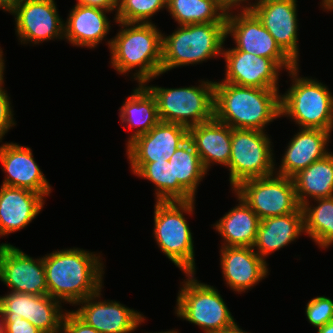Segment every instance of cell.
Listing matches in <instances>:
<instances>
[{
  "mask_svg": "<svg viewBox=\"0 0 333 333\" xmlns=\"http://www.w3.org/2000/svg\"><path fill=\"white\" fill-rule=\"evenodd\" d=\"M317 206L308 201L302 205L304 214V234L308 235L320 248L333 245V196L313 199Z\"/></svg>",
  "mask_w": 333,
  "mask_h": 333,
  "instance_id": "30",
  "label": "cell"
},
{
  "mask_svg": "<svg viewBox=\"0 0 333 333\" xmlns=\"http://www.w3.org/2000/svg\"><path fill=\"white\" fill-rule=\"evenodd\" d=\"M10 97L4 89V77L0 80V143L10 128L16 125Z\"/></svg>",
  "mask_w": 333,
  "mask_h": 333,
  "instance_id": "36",
  "label": "cell"
},
{
  "mask_svg": "<svg viewBox=\"0 0 333 333\" xmlns=\"http://www.w3.org/2000/svg\"><path fill=\"white\" fill-rule=\"evenodd\" d=\"M322 2V3H321ZM320 2V6L323 8L325 11H333V0H322Z\"/></svg>",
  "mask_w": 333,
  "mask_h": 333,
  "instance_id": "44",
  "label": "cell"
},
{
  "mask_svg": "<svg viewBox=\"0 0 333 333\" xmlns=\"http://www.w3.org/2000/svg\"><path fill=\"white\" fill-rule=\"evenodd\" d=\"M44 197L26 188L1 185L0 237L29 225L44 208Z\"/></svg>",
  "mask_w": 333,
  "mask_h": 333,
  "instance_id": "21",
  "label": "cell"
},
{
  "mask_svg": "<svg viewBox=\"0 0 333 333\" xmlns=\"http://www.w3.org/2000/svg\"><path fill=\"white\" fill-rule=\"evenodd\" d=\"M29 309V294L8 292L0 296V310L3 318H24L27 320Z\"/></svg>",
  "mask_w": 333,
  "mask_h": 333,
  "instance_id": "35",
  "label": "cell"
},
{
  "mask_svg": "<svg viewBox=\"0 0 333 333\" xmlns=\"http://www.w3.org/2000/svg\"><path fill=\"white\" fill-rule=\"evenodd\" d=\"M195 275L185 273L186 279L181 282L174 308L176 316L199 326L204 333H215L232 326L235 319L218 289L201 283Z\"/></svg>",
  "mask_w": 333,
  "mask_h": 333,
  "instance_id": "8",
  "label": "cell"
},
{
  "mask_svg": "<svg viewBox=\"0 0 333 333\" xmlns=\"http://www.w3.org/2000/svg\"><path fill=\"white\" fill-rule=\"evenodd\" d=\"M120 31L107 41L111 66L119 74H133L138 84H148L161 74L162 32L154 23L116 21ZM139 68V69H138Z\"/></svg>",
  "mask_w": 333,
  "mask_h": 333,
  "instance_id": "3",
  "label": "cell"
},
{
  "mask_svg": "<svg viewBox=\"0 0 333 333\" xmlns=\"http://www.w3.org/2000/svg\"><path fill=\"white\" fill-rule=\"evenodd\" d=\"M191 201L155 202L153 235L161 252L185 273H196L194 240L185 214H194ZM185 213V214H184Z\"/></svg>",
  "mask_w": 333,
  "mask_h": 333,
  "instance_id": "6",
  "label": "cell"
},
{
  "mask_svg": "<svg viewBox=\"0 0 333 333\" xmlns=\"http://www.w3.org/2000/svg\"><path fill=\"white\" fill-rule=\"evenodd\" d=\"M101 292L102 289L78 302L75 306L79 305V307L73 310L99 333H131L144 323L146 317L141 312L119 301H101Z\"/></svg>",
  "mask_w": 333,
  "mask_h": 333,
  "instance_id": "14",
  "label": "cell"
},
{
  "mask_svg": "<svg viewBox=\"0 0 333 333\" xmlns=\"http://www.w3.org/2000/svg\"><path fill=\"white\" fill-rule=\"evenodd\" d=\"M0 333H4V321H3V314L0 310Z\"/></svg>",
  "mask_w": 333,
  "mask_h": 333,
  "instance_id": "46",
  "label": "cell"
},
{
  "mask_svg": "<svg viewBox=\"0 0 333 333\" xmlns=\"http://www.w3.org/2000/svg\"><path fill=\"white\" fill-rule=\"evenodd\" d=\"M220 8L226 13H232V10L240 9L239 11H251L254 6L257 4L259 0H255L256 2H252L250 0H216ZM250 1V2H249ZM247 5H243V4Z\"/></svg>",
  "mask_w": 333,
  "mask_h": 333,
  "instance_id": "39",
  "label": "cell"
},
{
  "mask_svg": "<svg viewBox=\"0 0 333 333\" xmlns=\"http://www.w3.org/2000/svg\"><path fill=\"white\" fill-rule=\"evenodd\" d=\"M296 197L300 206L309 199L329 198L333 196V153L311 163L293 177ZM312 198V200H311Z\"/></svg>",
  "mask_w": 333,
  "mask_h": 333,
  "instance_id": "27",
  "label": "cell"
},
{
  "mask_svg": "<svg viewBox=\"0 0 333 333\" xmlns=\"http://www.w3.org/2000/svg\"><path fill=\"white\" fill-rule=\"evenodd\" d=\"M167 8V0H119L114 20L132 23H153L150 19Z\"/></svg>",
  "mask_w": 333,
  "mask_h": 333,
  "instance_id": "33",
  "label": "cell"
},
{
  "mask_svg": "<svg viewBox=\"0 0 333 333\" xmlns=\"http://www.w3.org/2000/svg\"><path fill=\"white\" fill-rule=\"evenodd\" d=\"M219 252L224 281L238 294L250 290L269 275L268 264L253 247H221Z\"/></svg>",
  "mask_w": 333,
  "mask_h": 333,
  "instance_id": "19",
  "label": "cell"
},
{
  "mask_svg": "<svg viewBox=\"0 0 333 333\" xmlns=\"http://www.w3.org/2000/svg\"><path fill=\"white\" fill-rule=\"evenodd\" d=\"M317 331L318 333H333V319L322 327L317 328Z\"/></svg>",
  "mask_w": 333,
  "mask_h": 333,
  "instance_id": "43",
  "label": "cell"
},
{
  "mask_svg": "<svg viewBox=\"0 0 333 333\" xmlns=\"http://www.w3.org/2000/svg\"><path fill=\"white\" fill-rule=\"evenodd\" d=\"M305 312L313 327H322L333 319V300L325 296L312 298L306 304Z\"/></svg>",
  "mask_w": 333,
  "mask_h": 333,
  "instance_id": "34",
  "label": "cell"
},
{
  "mask_svg": "<svg viewBox=\"0 0 333 333\" xmlns=\"http://www.w3.org/2000/svg\"><path fill=\"white\" fill-rule=\"evenodd\" d=\"M297 0H259L251 10L280 48L299 65Z\"/></svg>",
  "mask_w": 333,
  "mask_h": 333,
  "instance_id": "15",
  "label": "cell"
},
{
  "mask_svg": "<svg viewBox=\"0 0 333 333\" xmlns=\"http://www.w3.org/2000/svg\"><path fill=\"white\" fill-rule=\"evenodd\" d=\"M226 38V22L178 25L171 35L163 33L161 74L222 57Z\"/></svg>",
  "mask_w": 333,
  "mask_h": 333,
  "instance_id": "4",
  "label": "cell"
},
{
  "mask_svg": "<svg viewBox=\"0 0 333 333\" xmlns=\"http://www.w3.org/2000/svg\"><path fill=\"white\" fill-rule=\"evenodd\" d=\"M331 131L322 129L299 128V132L290 139L279 168L275 167V174L293 178L311 163L325 158L331 153Z\"/></svg>",
  "mask_w": 333,
  "mask_h": 333,
  "instance_id": "20",
  "label": "cell"
},
{
  "mask_svg": "<svg viewBox=\"0 0 333 333\" xmlns=\"http://www.w3.org/2000/svg\"><path fill=\"white\" fill-rule=\"evenodd\" d=\"M3 51L0 47V80L4 77V70H5V60L3 58Z\"/></svg>",
  "mask_w": 333,
  "mask_h": 333,
  "instance_id": "45",
  "label": "cell"
},
{
  "mask_svg": "<svg viewBox=\"0 0 333 333\" xmlns=\"http://www.w3.org/2000/svg\"><path fill=\"white\" fill-rule=\"evenodd\" d=\"M23 1L24 0H0V9L11 14Z\"/></svg>",
  "mask_w": 333,
  "mask_h": 333,
  "instance_id": "41",
  "label": "cell"
},
{
  "mask_svg": "<svg viewBox=\"0 0 333 333\" xmlns=\"http://www.w3.org/2000/svg\"><path fill=\"white\" fill-rule=\"evenodd\" d=\"M239 201L237 206L223 215L213 228L221 235V247H253L261 219L235 193Z\"/></svg>",
  "mask_w": 333,
  "mask_h": 333,
  "instance_id": "25",
  "label": "cell"
},
{
  "mask_svg": "<svg viewBox=\"0 0 333 333\" xmlns=\"http://www.w3.org/2000/svg\"><path fill=\"white\" fill-rule=\"evenodd\" d=\"M166 10L178 25L226 22L216 0H167Z\"/></svg>",
  "mask_w": 333,
  "mask_h": 333,
  "instance_id": "31",
  "label": "cell"
},
{
  "mask_svg": "<svg viewBox=\"0 0 333 333\" xmlns=\"http://www.w3.org/2000/svg\"><path fill=\"white\" fill-rule=\"evenodd\" d=\"M55 0H24L12 13L15 34L21 44H40L64 39V20L58 14Z\"/></svg>",
  "mask_w": 333,
  "mask_h": 333,
  "instance_id": "12",
  "label": "cell"
},
{
  "mask_svg": "<svg viewBox=\"0 0 333 333\" xmlns=\"http://www.w3.org/2000/svg\"><path fill=\"white\" fill-rule=\"evenodd\" d=\"M129 164L133 174L155 185L156 202L194 200L178 182H172L171 164L168 161L129 162Z\"/></svg>",
  "mask_w": 333,
  "mask_h": 333,
  "instance_id": "28",
  "label": "cell"
},
{
  "mask_svg": "<svg viewBox=\"0 0 333 333\" xmlns=\"http://www.w3.org/2000/svg\"><path fill=\"white\" fill-rule=\"evenodd\" d=\"M0 281L12 292L48 294L43 257L34 259L10 243L0 244Z\"/></svg>",
  "mask_w": 333,
  "mask_h": 333,
  "instance_id": "13",
  "label": "cell"
},
{
  "mask_svg": "<svg viewBox=\"0 0 333 333\" xmlns=\"http://www.w3.org/2000/svg\"><path fill=\"white\" fill-rule=\"evenodd\" d=\"M0 163L6 177L2 185L26 188L50 196L51 184L34 159L31 148L11 142L0 145Z\"/></svg>",
  "mask_w": 333,
  "mask_h": 333,
  "instance_id": "17",
  "label": "cell"
},
{
  "mask_svg": "<svg viewBox=\"0 0 333 333\" xmlns=\"http://www.w3.org/2000/svg\"><path fill=\"white\" fill-rule=\"evenodd\" d=\"M61 305L59 300L48 294H29L27 320L43 333H61L64 312H67Z\"/></svg>",
  "mask_w": 333,
  "mask_h": 333,
  "instance_id": "32",
  "label": "cell"
},
{
  "mask_svg": "<svg viewBox=\"0 0 333 333\" xmlns=\"http://www.w3.org/2000/svg\"><path fill=\"white\" fill-rule=\"evenodd\" d=\"M263 220L296 212L301 206L293 178L273 174L242 181L232 190Z\"/></svg>",
  "mask_w": 333,
  "mask_h": 333,
  "instance_id": "10",
  "label": "cell"
},
{
  "mask_svg": "<svg viewBox=\"0 0 333 333\" xmlns=\"http://www.w3.org/2000/svg\"><path fill=\"white\" fill-rule=\"evenodd\" d=\"M291 87L280 93L281 117H290L299 128L333 131V95L328 86L312 77L299 76V65L288 71Z\"/></svg>",
  "mask_w": 333,
  "mask_h": 333,
  "instance_id": "5",
  "label": "cell"
},
{
  "mask_svg": "<svg viewBox=\"0 0 333 333\" xmlns=\"http://www.w3.org/2000/svg\"><path fill=\"white\" fill-rule=\"evenodd\" d=\"M303 233L304 214L300 207L296 212L261 220L253 249L266 262L268 255L293 243Z\"/></svg>",
  "mask_w": 333,
  "mask_h": 333,
  "instance_id": "24",
  "label": "cell"
},
{
  "mask_svg": "<svg viewBox=\"0 0 333 333\" xmlns=\"http://www.w3.org/2000/svg\"><path fill=\"white\" fill-rule=\"evenodd\" d=\"M83 6L99 7L110 11L111 13L115 11V16L117 14L119 0H77V3Z\"/></svg>",
  "mask_w": 333,
  "mask_h": 333,
  "instance_id": "40",
  "label": "cell"
},
{
  "mask_svg": "<svg viewBox=\"0 0 333 333\" xmlns=\"http://www.w3.org/2000/svg\"><path fill=\"white\" fill-rule=\"evenodd\" d=\"M147 333V332H146ZM150 333V332H149ZM152 333V332H151ZM155 333V332H154ZM157 333V332H156ZM158 333H179L177 330H168V331H161V332H158Z\"/></svg>",
  "mask_w": 333,
  "mask_h": 333,
  "instance_id": "47",
  "label": "cell"
},
{
  "mask_svg": "<svg viewBox=\"0 0 333 333\" xmlns=\"http://www.w3.org/2000/svg\"><path fill=\"white\" fill-rule=\"evenodd\" d=\"M215 333H249V332L242 330L240 326L237 325V323L235 322L232 326Z\"/></svg>",
  "mask_w": 333,
  "mask_h": 333,
  "instance_id": "42",
  "label": "cell"
},
{
  "mask_svg": "<svg viewBox=\"0 0 333 333\" xmlns=\"http://www.w3.org/2000/svg\"><path fill=\"white\" fill-rule=\"evenodd\" d=\"M232 128L215 118L189 128V139L199 154L204 169L212 164L229 165Z\"/></svg>",
  "mask_w": 333,
  "mask_h": 333,
  "instance_id": "23",
  "label": "cell"
},
{
  "mask_svg": "<svg viewBox=\"0 0 333 333\" xmlns=\"http://www.w3.org/2000/svg\"><path fill=\"white\" fill-rule=\"evenodd\" d=\"M238 12L226 14V37L233 38L235 49L270 58L287 72L297 66L252 11Z\"/></svg>",
  "mask_w": 333,
  "mask_h": 333,
  "instance_id": "11",
  "label": "cell"
},
{
  "mask_svg": "<svg viewBox=\"0 0 333 333\" xmlns=\"http://www.w3.org/2000/svg\"><path fill=\"white\" fill-rule=\"evenodd\" d=\"M4 333H43L28 320L18 318H3Z\"/></svg>",
  "mask_w": 333,
  "mask_h": 333,
  "instance_id": "38",
  "label": "cell"
},
{
  "mask_svg": "<svg viewBox=\"0 0 333 333\" xmlns=\"http://www.w3.org/2000/svg\"><path fill=\"white\" fill-rule=\"evenodd\" d=\"M188 138L189 129L185 126L159 121L148 133L127 144V159L129 162L169 161Z\"/></svg>",
  "mask_w": 333,
  "mask_h": 333,
  "instance_id": "18",
  "label": "cell"
},
{
  "mask_svg": "<svg viewBox=\"0 0 333 333\" xmlns=\"http://www.w3.org/2000/svg\"><path fill=\"white\" fill-rule=\"evenodd\" d=\"M271 138L265 131L232 129L229 182L231 190L242 181L275 174Z\"/></svg>",
  "mask_w": 333,
  "mask_h": 333,
  "instance_id": "9",
  "label": "cell"
},
{
  "mask_svg": "<svg viewBox=\"0 0 333 333\" xmlns=\"http://www.w3.org/2000/svg\"><path fill=\"white\" fill-rule=\"evenodd\" d=\"M199 82L198 86L179 88L144 84L156 98L160 121L179 124L189 129L212 120L214 82L210 80H199Z\"/></svg>",
  "mask_w": 333,
  "mask_h": 333,
  "instance_id": "7",
  "label": "cell"
},
{
  "mask_svg": "<svg viewBox=\"0 0 333 333\" xmlns=\"http://www.w3.org/2000/svg\"><path fill=\"white\" fill-rule=\"evenodd\" d=\"M125 100L119 108L121 123L136 129L128 137L127 145L137 136L148 133L160 119L156 98L144 84H138Z\"/></svg>",
  "mask_w": 333,
  "mask_h": 333,
  "instance_id": "26",
  "label": "cell"
},
{
  "mask_svg": "<svg viewBox=\"0 0 333 333\" xmlns=\"http://www.w3.org/2000/svg\"><path fill=\"white\" fill-rule=\"evenodd\" d=\"M61 333H99L84 322L73 310L65 312Z\"/></svg>",
  "mask_w": 333,
  "mask_h": 333,
  "instance_id": "37",
  "label": "cell"
},
{
  "mask_svg": "<svg viewBox=\"0 0 333 333\" xmlns=\"http://www.w3.org/2000/svg\"><path fill=\"white\" fill-rule=\"evenodd\" d=\"M106 13L110 11L75 4L64 21V39L76 47H97L111 30Z\"/></svg>",
  "mask_w": 333,
  "mask_h": 333,
  "instance_id": "22",
  "label": "cell"
},
{
  "mask_svg": "<svg viewBox=\"0 0 333 333\" xmlns=\"http://www.w3.org/2000/svg\"><path fill=\"white\" fill-rule=\"evenodd\" d=\"M280 117L279 90L214 82V118L232 129L266 131Z\"/></svg>",
  "mask_w": 333,
  "mask_h": 333,
  "instance_id": "2",
  "label": "cell"
},
{
  "mask_svg": "<svg viewBox=\"0 0 333 333\" xmlns=\"http://www.w3.org/2000/svg\"><path fill=\"white\" fill-rule=\"evenodd\" d=\"M225 77L222 82L239 86L279 90L282 69L270 58L233 48H223Z\"/></svg>",
  "mask_w": 333,
  "mask_h": 333,
  "instance_id": "16",
  "label": "cell"
},
{
  "mask_svg": "<svg viewBox=\"0 0 333 333\" xmlns=\"http://www.w3.org/2000/svg\"><path fill=\"white\" fill-rule=\"evenodd\" d=\"M101 254L83 248L53 251L43 256L48 295L75 306L103 289Z\"/></svg>",
  "mask_w": 333,
  "mask_h": 333,
  "instance_id": "1",
  "label": "cell"
},
{
  "mask_svg": "<svg viewBox=\"0 0 333 333\" xmlns=\"http://www.w3.org/2000/svg\"><path fill=\"white\" fill-rule=\"evenodd\" d=\"M172 182H178L194 199L197 187L207 175L199 154L188 138L170 157Z\"/></svg>",
  "mask_w": 333,
  "mask_h": 333,
  "instance_id": "29",
  "label": "cell"
}]
</instances>
